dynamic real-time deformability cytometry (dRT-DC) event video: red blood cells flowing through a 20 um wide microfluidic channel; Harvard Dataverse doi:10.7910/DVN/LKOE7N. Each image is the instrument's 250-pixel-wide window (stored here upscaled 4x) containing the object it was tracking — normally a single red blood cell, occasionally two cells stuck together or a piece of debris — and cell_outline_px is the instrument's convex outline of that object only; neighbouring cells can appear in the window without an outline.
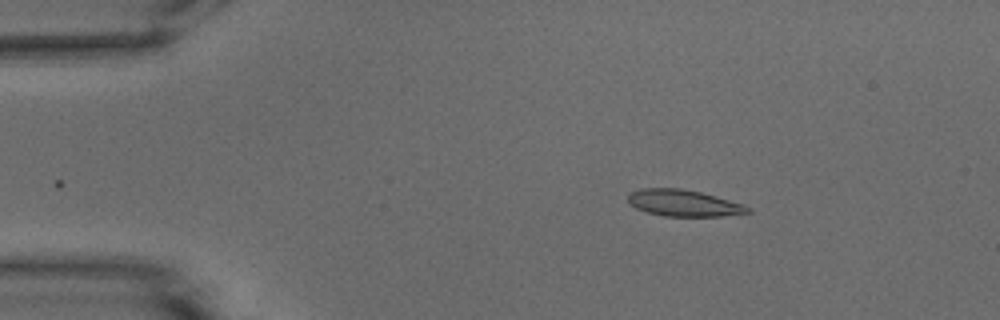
{"species": "common noctule bat (a hibernating species)", "species_latin": "Nyctalus noctula", "temperature_condition": "warm", "stored_images_in_passage": 6, "camera_frame_rate_fps": 3000, "um_per_image_px": 0.085, "animal": {"sex": "male", "body_mass_g": 15.6}, "frame": {"image": 1, "passage_image": 1, "time_ms": 0.0, "image_size_px": [1000, 320], "cell_outline_px": [[752, 212], [724, 216], [664, 216], [648, 212], [636, 208], [628, 200], [628, 196], [632, 192], [640, 188], [680, 188], [700, 192], [744, 204]], "centroid_in_image_um": [58.12, 17.26], "position_along_channel_um": 26.9, "area_um2": 18.32}}